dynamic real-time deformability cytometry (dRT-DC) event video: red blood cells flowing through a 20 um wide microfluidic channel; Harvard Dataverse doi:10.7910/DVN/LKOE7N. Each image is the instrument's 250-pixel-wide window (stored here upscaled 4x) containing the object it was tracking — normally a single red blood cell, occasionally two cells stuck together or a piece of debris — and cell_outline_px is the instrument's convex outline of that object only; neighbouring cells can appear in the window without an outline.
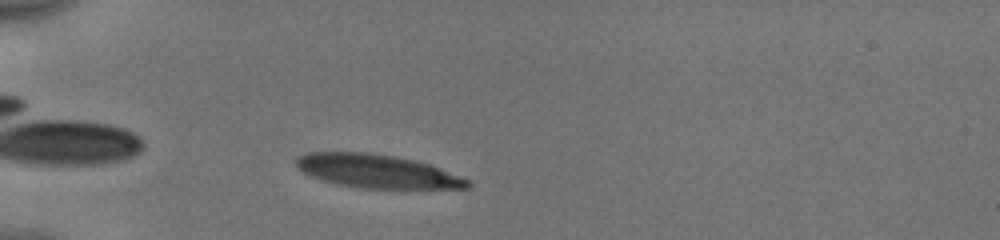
{"species": "human", "species_latin": "Homo sapiens", "temperature_condition": "cold", "stored_images_in_passage": 39, "camera_frame_rate_fps": 3000, "um_per_image_px": 0.085, "donor": {"sex": "male"}, "frame": {"image": 1, "passage_image": 3, "time_ms": 0.667, "image_size_px": [1000, 240], "cell_outline_px": [[472, 184], [468, 188], [360, 188], [340, 184], [324, 180], [312, 176], [296, 168], [296, 156], [304, 152], [372, 152], [412, 160], [428, 164], [468, 180]], "centroid_in_image_um": [31.97, 14.54], "position_along_channel_um": 53.0, "area_um2": 32.95}}
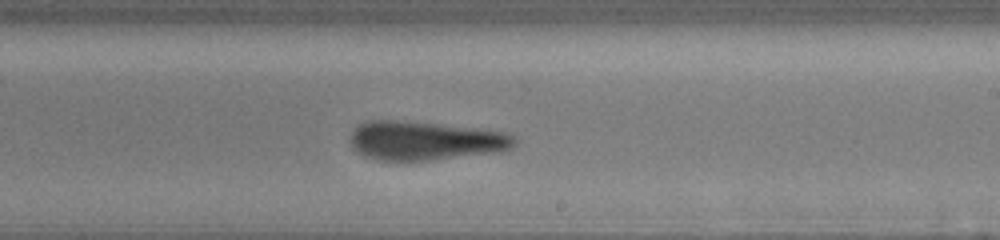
{"frame": {"image": 2, "passage_image": 20, "time_ms": 6.333, "image_size_px": [1000, 240], "cell_outline_px": [[516, 144], [500, 152], [428, 160], [380, 160], [364, 156], [356, 152], [352, 148], [348, 140], [352, 132], [364, 120], [396, 120], [476, 128], [504, 132], [512, 136], [516, 140]], "centroid_in_image_um": [36.07, 11.96], "position_along_channel_um": 252.9, "area_um2": 37.11}}
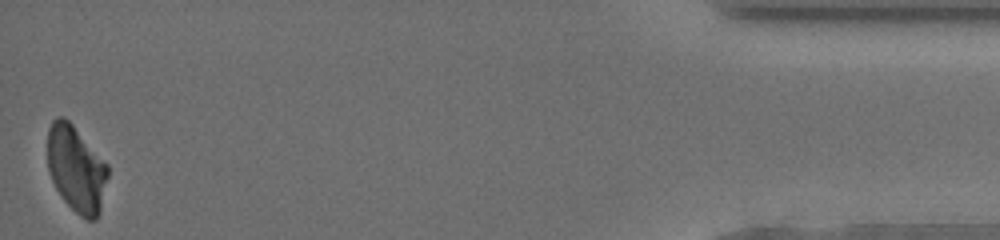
{"frame": {"image": 3, "passage_image": 39, "time_ms": 12.667, "image_size_px": [1000, 240], "cell_outline_px": [[108, 176], [100, 212], [96, 220], [88, 220], [80, 216], [64, 200], [56, 188], [48, 172], [48, 128], [52, 120], [56, 116], [64, 116], [72, 124], [108, 164]], "centroid_in_image_um": [6.48, 14.35], "position_along_channel_um": 428.7, "area_um2": 30.35}, "authors_computed_cell_mechanics": {"area_um2": 35.7782, "velocity_mm_per_s": 3.9464, "shape_relaxation_time_tau1_ms": 6.8695, "shape_relaxation_time_tau2_ms": 3.1602, "deformation_change_tau1": 0.217, "deformation_change_tau2": 0.0801}}